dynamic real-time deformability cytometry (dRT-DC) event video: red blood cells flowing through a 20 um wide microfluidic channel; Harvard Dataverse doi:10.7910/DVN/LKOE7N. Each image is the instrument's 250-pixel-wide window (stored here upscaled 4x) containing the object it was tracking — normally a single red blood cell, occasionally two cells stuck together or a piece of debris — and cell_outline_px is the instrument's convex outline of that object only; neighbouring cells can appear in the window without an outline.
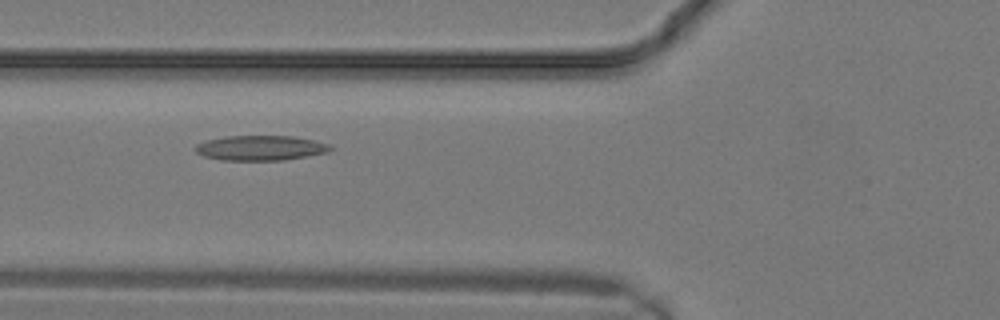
{"species": "common noctule bat (a hibernating species)", "species_latin": "Nyctalus noctula", "temperature_condition": "warm", "stored_images_in_passage": 13, "camera_frame_rate_fps": 3000, "um_per_image_px": 0.085, "animal": {"sex": "male", "body_mass_g": 19.2, "forearm_length_mm": 51.8}, "frame": {"image": 1, "passage_image": 10, "time_ms": 3.0, "image_size_px": [1000, 320], "cell_outline_px": [[332, 148], [328, 152], [284, 160], [220, 160], [204, 156], [196, 152], [196, 144], [204, 140], [224, 136], [292, 136], [332, 144]], "centroid_in_image_um": [22.13, 12.57], "position_along_channel_um": 103.7, "area_um2": 19.65}}
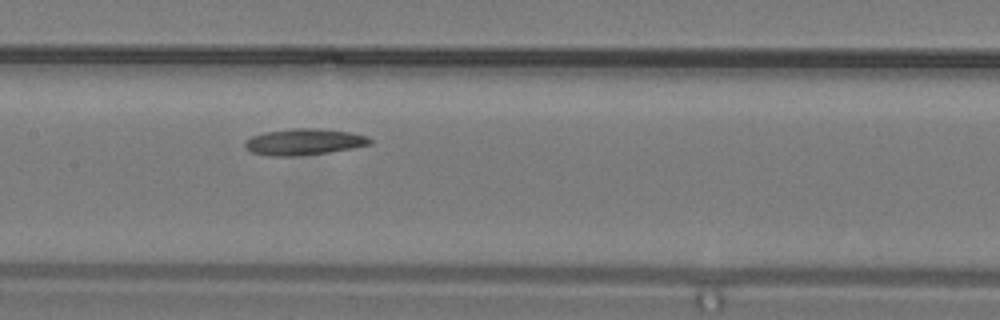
{"frame": {"image": 2, "passage_image": 13, "time_ms": 4.0, "image_size_px": [1000, 320], "cell_outline_px": [[372, 144], [352, 148], [328, 152], [296, 156], [272, 156], [252, 152], [244, 144], [252, 136], [264, 132], [292, 128], [316, 128], [352, 132], [368, 136], [372, 140]], "centroid_in_image_um": [25.89, 12.05], "position_along_channel_um": 181.5, "area_um2": 19.07}}